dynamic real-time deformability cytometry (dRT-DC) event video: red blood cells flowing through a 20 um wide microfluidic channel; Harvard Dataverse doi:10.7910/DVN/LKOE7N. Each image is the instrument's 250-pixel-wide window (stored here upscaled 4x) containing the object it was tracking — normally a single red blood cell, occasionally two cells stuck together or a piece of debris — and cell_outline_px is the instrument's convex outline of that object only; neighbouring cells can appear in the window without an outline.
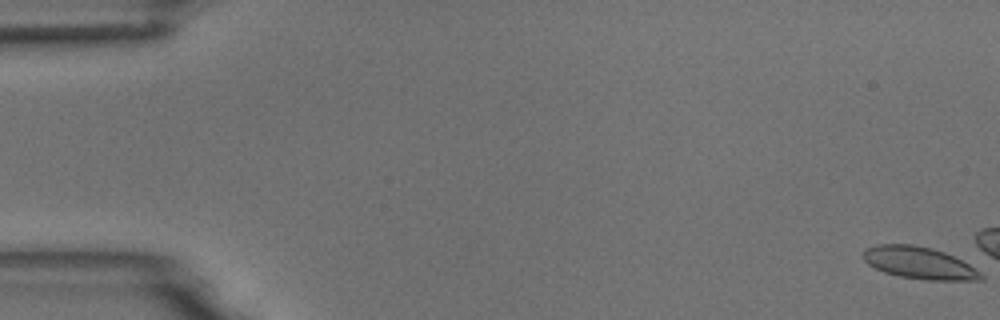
{"species": "common noctule bat (a hibernating species)", "species_latin": "Nyctalus noctula", "temperature_condition": "room temperature", "stored_images_in_passage": 5, "camera_frame_rate_fps": 3000, "um_per_image_px": 0.085, "animal": {"sex": "male", "body_mass_g": 18.8}, "frame": {"image": 1, "passage_image": 1, "time_ms": 0.0, "image_size_px": [1000, 320], "cell_outline_px": [[984, 280], [924, 280], [900, 276], [884, 272], [868, 264], [860, 256], [868, 248], [876, 244], [912, 244], [932, 248], [944, 252], [968, 264], [980, 272], [984, 276]], "centroid_in_image_um": [78.12, 22.35], "position_along_channel_um": 6.9, "area_um2": 21.91}}